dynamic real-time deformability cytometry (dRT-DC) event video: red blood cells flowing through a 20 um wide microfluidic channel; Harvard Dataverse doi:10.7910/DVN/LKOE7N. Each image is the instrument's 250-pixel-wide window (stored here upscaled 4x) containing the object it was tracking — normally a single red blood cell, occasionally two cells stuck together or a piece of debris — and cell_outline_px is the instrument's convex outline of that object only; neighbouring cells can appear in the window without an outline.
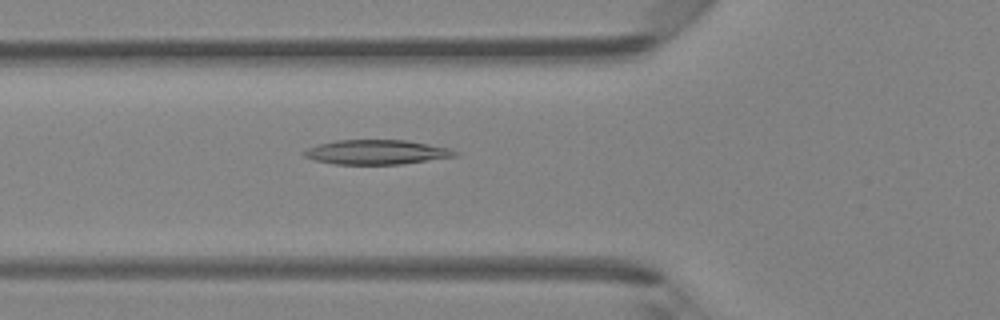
{"species": "Egyptian fruit bat (a non-hibernating species)", "species_latin": "Rousettus aegyptiacus", "temperature_condition": "room temperature", "stored_images_in_passage": 34, "camera_frame_rate_fps": 3000, "um_per_image_px": 0.085, "animal": {"sex": "female"}, "frame": {"image": 1, "passage_image": 4, "time_ms": 1.0, "image_size_px": [1000, 320], "cell_outline_px": [[460, 152], [456, 156], [400, 164], [336, 164], [316, 160], [304, 156], [300, 152], [308, 148], [320, 144], [336, 140], [404, 140], [452, 148]], "centroid_in_image_um": [32.02, 12.92], "position_along_channel_um": 93.8, "area_um2": 21.44}}
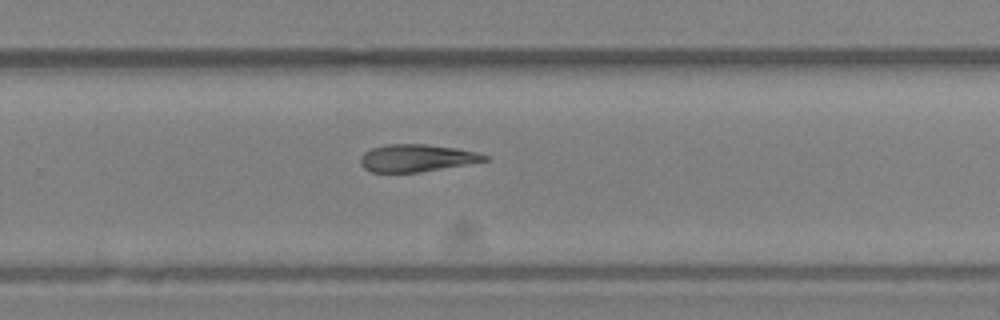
{"frame": {"image": 2, "passage_image": 18, "time_ms": 5.667, "image_size_px": [1000, 320], "cell_outline_px": [[488, 160], [420, 172], [372, 172], [364, 168], [360, 164], [360, 156], [364, 152], [372, 148], [388, 144], [424, 144], [456, 148], [476, 152], [488, 156]], "centroid_in_image_um": [35.37, 13.43], "position_along_channel_um": 294.4, "area_um2": 19.59}}
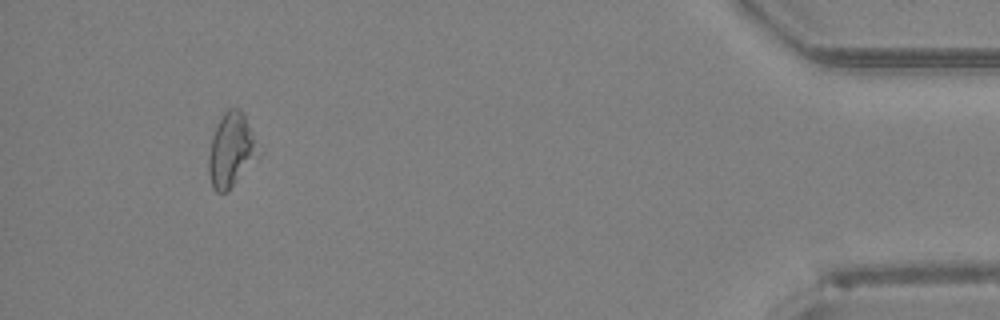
{"frame": {"image": 3, "passage_image": 31, "time_ms": 10.0, "image_size_px": [1000, 320], "cell_outline_px": [[260, 156], [228, 192], [216, 192], [212, 188], [208, 172], [208, 156], [212, 136], [224, 112], [228, 108], [240, 108], [244, 116]], "centroid_in_image_um": [19.62, 12.83], "position_along_channel_um": 415.6, "area_um2": 21.1}}